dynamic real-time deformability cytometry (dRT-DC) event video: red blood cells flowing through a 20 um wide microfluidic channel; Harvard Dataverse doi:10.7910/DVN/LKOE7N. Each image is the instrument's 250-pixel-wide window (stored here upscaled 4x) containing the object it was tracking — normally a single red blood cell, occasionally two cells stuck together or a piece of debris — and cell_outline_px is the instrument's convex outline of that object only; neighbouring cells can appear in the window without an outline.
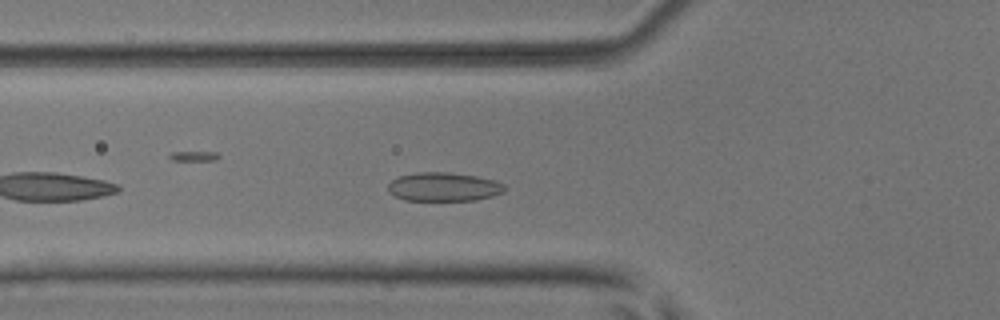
{"species": "common noctule bat (a hibernating species)", "species_latin": "Nyctalus noctula", "temperature_condition": "room temperature", "stored_images_in_passage": 39, "camera_frame_rate_fps": 3000, "um_per_image_px": 0.085, "animal": {"sex": "male", "body_mass_g": 17.9, "forearm_length_mm": 54.2}, "frame": {"image": 1, "passage_image": 6, "time_ms": 1.667, "image_size_px": [1000, 320], "cell_outline_px": [[504, 192], [492, 196], [476, 200], [404, 200], [388, 192], [388, 184], [396, 176], [416, 172], [448, 172], [476, 176], [496, 180], [504, 184]], "centroid_in_image_um": [37.69, 15.87], "position_along_channel_um": 88.1, "area_um2": 19.65}}
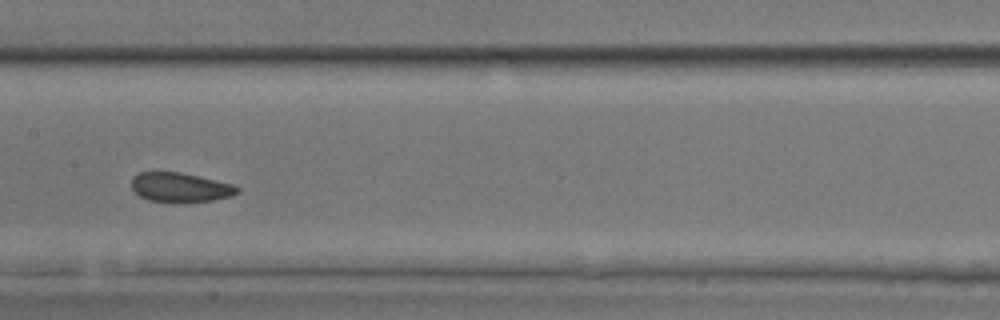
{"frame": {"image": 2, "passage_image": 14, "time_ms": 4.333, "image_size_px": [1000, 320], "cell_outline_px": [[240, 192], [232, 196], [212, 200], [148, 200], [140, 196], [132, 188], [132, 176], [140, 172], [180, 172], [200, 176], [232, 184], [240, 188]], "centroid_in_image_um": [15.34, 15.88], "position_along_channel_um": 192.1, "area_um2": 17.57}}
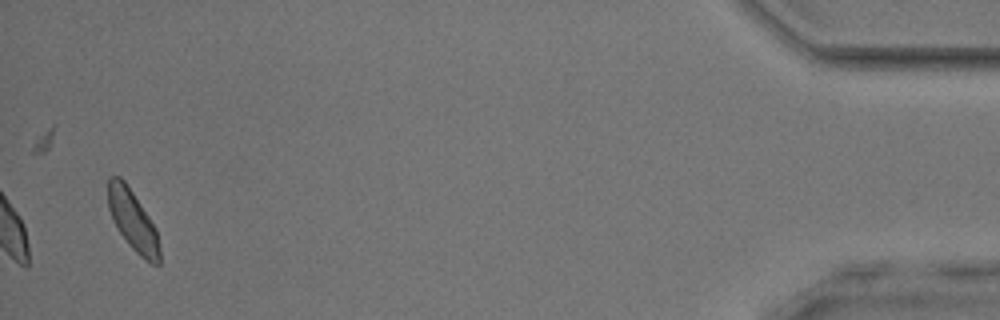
{"frame": {"image": 3, "passage_image": 38, "time_ms": 12.333, "image_size_px": [1000, 320], "cell_outline_px": [[160, 264], [152, 264], [140, 256], [128, 244], [112, 220], [108, 208], [108, 176], [120, 176], [124, 180], [156, 228], [160, 248]], "centroid_in_image_um": [11.28, 18.75], "position_along_channel_um": 423.9, "area_um2": 18.03}, "authors_computed_cell_mechanics": {"area_um2": 18.3804, "velocity_mm_per_s": 3.9057, "shape_relaxation_time_tau1_ms": null, "shape_relaxation_time_tau2_ms": 2.0006, "deformation_change_tau1": null, "deformation_change_tau2": 0.0832}}